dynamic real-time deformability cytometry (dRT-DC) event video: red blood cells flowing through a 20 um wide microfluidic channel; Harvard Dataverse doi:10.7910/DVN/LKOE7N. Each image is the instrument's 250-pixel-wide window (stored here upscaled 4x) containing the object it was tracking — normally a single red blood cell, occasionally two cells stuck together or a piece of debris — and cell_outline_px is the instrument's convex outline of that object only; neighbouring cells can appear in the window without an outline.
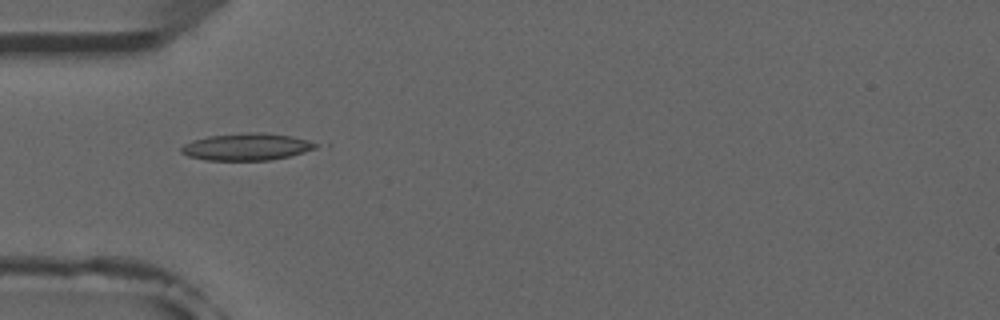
{"species": "common noctule bat (a hibernating species)", "species_latin": "Nyctalus noctula", "temperature_condition": "room temperature", "stored_images_in_passage": 4, "camera_frame_rate_fps": 3000, "um_per_image_px": 0.085, "animal": {"sex": "male", "forearm_length_mm": 52.5}, "frame": {"image": 1, "passage_image": 4, "time_ms": 3.667, "image_size_px": [1000, 320], "cell_outline_px": [[316, 148], [304, 152], [288, 156], [268, 160], [204, 160], [188, 156], [180, 152], [180, 148], [184, 144], [192, 140], [208, 136], [248, 132], [264, 132], [292, 136], [308, 140], [316, 144]], "centroid_in_image_um": [20.92, 12.47], "position_along_channel_um": 64.1, "area_um2": 21.15}}